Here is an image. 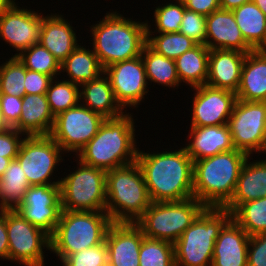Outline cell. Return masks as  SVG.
Wrapping results in <instances>:
<instances>
[{"label":"cell","instance_id":"cell-51","mask_svg":"<svg viewBox=\"0 0 266 266\" xmlns=\"http://www.w3.org/2000/svg\"><path fill=\"white\" fill-rule=\"evenodd\" d=\"M256 50L266 54V34L264 37V42Z\"/></svg>","mask_w":266,"mask_h":266},{"label":"cell","instance_id":"cell-6","mask_svg":"<svg viewBox=\"0 0 266 266\" xmlns=\"http://www.w3.org/2000/svg\"><path fill=\"white\" fill-rule=\"evenodd\" d=\"M112 223L106 211L62 210L50 236V252L62 262L73 253L102 244Z\"/></svg>","mask_w":266,"mask_h":266},{"label":"cell","instance_id":"cell-13","mask_svg":"<svg viewBox=\"0 0 266 266\" xmlns=\"http://www.w3.org/2000/svg\"><path fill=\"white\" fill-rule=\"evenodd\" d=\"M105 118L83 104L58 114L50 133L51 138L69 155L77 153L97 134Z\"/></svg>","mask_w":266,"mask_h":266},{"label":"cell","instance_id":"cell-24","mask_svg":"<svg viewBox=\"0 0 266 266\" xmlns=\"http://www.w3.org/2000/svg\"><path fill=\"white\" fill-rule=\"evenodd\" d=\"M249 156L244 162L235 192L231 200L223 207L232 212L239 204L266 197V159L254 160Z\"/></svg>","mask_w":266,"mask_h":266},{"label":"cell","instance_id":"cell-22","mask_svg":"<svg viewBox=\"0 0 266 266\" xmlns=\"http://www.w3.org/2000/svg\"><path fill=\"white\" fill-rule=\"evenodd\" d=\"M246 54L236 50H210L206 85L236 93Z\"/></svg>","mask_w":266,"mask_h":266},{"label":"cell","instance_id":"cell-33","mask_svg":"<svg viewBox=\"0 0 266 266\" xmlns=\"http://www.w3.org/2000/svg\"><path fill=\"white\" fill-rule=\"evenodd\" d=\"M231 218L249 236L266 233V197L239 204L231 212Z\"/></svg>","mask_w":266,"mask_h":266},{"label":"cell","instance_id":"cell-7","mask_svg":"<svg viewBox=\"0 0 266 266\" xmlns=\"http://www.w3.org/2000/svg\"><path fill=\"white\" fill-rule=\"evenodd\" d=\"M230 219V211L206 207L174 243L175 266H212L215 241Z\"/></svg>","mask_w":266,"mask_h":266},{"label":"cell","instance_id":"cell-27","mask_svg":"<svg viewBox=\"0 0 266 266\" xmlns=\"http://www.w3.org/2000/svg\"><path fill=\"white\" fill-rule=\"evenodd\" d=\"M80 87V103L105 119L122 116L127 110L116 101L109 78L103 73Z\"/></svg>","mask_w":266,"mask_h":266},{"label":"cell","instance_id":"cell-23","mask_svg":"<svg viewBox=\"0 0 266 266\" xmlns=\"http://www.w3.org/2000/svg\"><path fill=\"white\" fill-rule=\"evenodd\" d=\"M249 239L246 231L231 218L215 241L212 266H247Z\"/></svg>","mask_w":266,"mask_h":266},{"label":"cell","instance_id":"cell-8","mask_svg":"<svg viewBox=\"0 0 266 266\" xmlns=\"http://www.w3.org/2000/svg\"><path fill=\"white\" fill-rule=\"evenodd\" d=\"M205 208L194 197L179 202H151L134 223L145 237L174 244Z\"/></svg>","mask_w":266,"mask_h":266},{"label":"cell","instance_id":"cell-19","mask_svg":"<svg viewBox=\"0 0 266 266\" xmlns=\"http://www.w3.org/2000/svg\"><path fill=\"white\" fill-rule=\"evenodd\" d=\"M205 45L210 50H236L243 53H249L254 50L245 41L233 12L222 9L206 16Z\"/></svg>","mask_w":266,"mask_h":266},{"label":"cell","instance_id":"cell-36","mask_svg":"<svg viewBox=\"0 0 266 266\" xmlns=\"http://www.w3.org/2000/svg\"><path fill=\"white\" fill-rule=\"evenodd\" d=\"M166 2L164 5L154 7L152 23L155 22V29H151L152 23L147 21V33H172L179 32L181 21L185 13V4L178 0ZM149 23V24H148ZM154 30V31H152Z\"/></svg>","mask_w":266,"mask_h":266},{"label":"cell","instance_id":"cell-21","mask_svg":"<svg viewBox=\"0 0 266 266\" xmlns=\"http://www.w3.org/2000/svg\"><path fill=\"white\" fill-rule=\"evenodd\" d=\"M187 154L194 161L235 150L228 124L189 127Z\"/></svg>","mask_w":266,"mask_h":266},{"label":"cell","instance_id":"cell-3","mask_svg":"<svg viewBox=\"0 0 266 266\" xmlns=\"http://www.w3.org/2000/svg\"><path fill=\"white\" fill-rule=\"evenodd\" d=\"M134 20L112 10L90 26L92 43L89 44L103 68L141 56L147 44V20Z\"/></svg>","mask_w":266,"mask_h":266},{"label":"cell","instance_id":"cell-25","mask_svg":"<svg viewBox=\"0 0 266 266\" xmlns=\"http://www.w3.org/2000/svg\"><path fill=\"white\" fill-rule=\"evenodd\" d=\"M54 122L46 94H25L22 97L21 116L14 129L25 136L50 135Z\"/></svg>","mask_w":266,"mask_h":266},{"label":"cell","instance_id":"cell-11","mask_svg":"<svg viewBox=\"0 0 266 266\" xmlns=\"http://www.w3.org/2000/svg\"><path fill=\"white\" fill-rule=\"evenodd\" d=\"M9 261L23 266H45L44 249H51L50 235L28 222L16 209H6Z\"/></svg>","mask_w":266,"mask_h":266},{"label":"cell","instance_id":"cell-15","mask_svg":"<svg viewBox=\"0 0 266 266\" xmlns=\"http://www.w3.org/2000/svg\"><path fill=\"white\" fill-rule=\"evenodd\" d=\"M104 74L109 78L115 99L123 109L137 108L144 102L150 84L141 56L115 62L104 68Z\"/></svg>","mask_w":266,"mask_h":266},{"label":"cell","instance_id":"cell-43","mask_svg":"<svg viewBox=\"0 0 266 266\" xmlns=\"http://www.w3.org/2000/svg\"><path fill=\"white\" fill-rule=\"evenodd\" d=\"M24 136L23 133L14 128L4 127L0 131V156L14 160L18 155Z\"/></svg>","mask_w":266,"mask_h":266},{"label":"cell","instance_id":"cell-28","mask_svg":"<svg viewBox=\"0 0 266 266\" xmlns=\"http://www.w3.org/2000/svg\"><path fill=\"white\" fill-rule=\"evenodd\" d=\"M61 73L67 74L69 79L61 77L71 83L82 85L83 83L95 80L104 73V68L100 64L93 49L78 45L76 49L61 63Z\"/></svg>","mask_w":266,"mask_h":266},{"label":"cell","instance_id":"cell-41","mask_svg":"<svg viewBox=\"0 0 266 266\" xmlns=\"http://www.w3.org/2000/svg\"><path fill=\"white\" fill-rule=\"evenodd\" d=\"M179 33L184 34L197 44L205 45L206 16L185 9Z\"/></svg>","mask_w":266,"mask_h":266},{"label":"cell","instance_id":"cell-20","mask_svg":"<svg viewBox=\"0 0 266 266\" xmlns=\"http://www.w3.org/2000/svg\"><path fill=\"white\" fill-rule=\"evenodd\" d=\"M64 15L51 13L44 16L40 29L39 42L61 64L80 44L76 31ZM74 28V29H73Z\"/></svg>","mask_w":266,"mask_h":266},{"label":"cell","instance_id":"cell-29","mask_svg":"<svg viewBox=\"0 0 266 266\" xmlns=\"http://www.w3.org/2000/svg\"><path fill=\"white\" fill-rule=\"evenodd\" d=\"M209 53L210 49L206 45L197 44L175 59L180 83L183 82L191 88L206 84Z\"/></svg>","mask_w":266,"mask_h":266},{"label":"cell","instance_id":"cell-32","mask_svg":"<svg viewBox=\"0 0 266 266\" xmlns=\"http://www.w3.org/2000/svg\"><path fill=\"white\" fill-rule=\"evenodd\" d=\"M245 41L256 50L266 34V16L253 2H247L232 10Z\"/></svg>","mask_w":266,"mask_h":266},{"label":"cell","instance_id":"cell-40","mask_svg":"<svg viewBox=\"0 0 266 266\" xmlns=\"http://www.w3.org/2000/svg\"><path fill=\"white\" fill-rule=\"evenodd\" d=\"M62 266H108V249L105 241L67 256Z\"/></svg>","mask_w":266,"mask_h":266},{"label":"cell","instance_id":"cell-5","mask_svg":"<svg viewBox=\"0 0 266 266\" xmlns=\"http://www.w3.org/2000/svg\"><path fill=\"white\" fill-rule=\"evenodd\" d=\"M106 213L112 222L134 223L150 206L143 172L137 162L106 172Z\"/></svg>","mask_w":266,"mask_h":266},{"label":"cell","instance_id":"cell-48","mask_svg":"<svg viewBox=\"0 0 266 266\" xmlns=\"http://www.w3.org/2000/svg\"><path fill=\"white\" fill-rule=\"evenodd\" d=\"M250 1L252 0H220V9L232 11Z\"/></svg>","mask_w":266,"mask_h":266},{"label":"cell","instance_id":"cell-37","mask_svg":"<svg viewBox=\"0 0 266 266\" xmlns=\"http://www.w3.org/2000/svg\"><path fill=\"white\" fill-rule=\"evenodd\" d=\"M17 57L28 70L48 75L52 79L61 75V64L40 43L27 48Z\"/></svg>","mask_w":266,"mask_h":266},{"label":"cell","instance_id":"cell-10","mask_svg":"<svg viewBox=\"0 0 266 266\" xmlns=\"http://www.w3.org/2000/svg\"><path fill=\"white\" fill-rule=\"evenodd\" d=\"M64 154L50 135L24 136L15 159L23 168L31 186L53 185L60 184L61 178L52 180L55 179L54 171L65 160Z\"/></svg>","mask_w":266,"mask_h":266},{"label":"cell","instance_id":"cell-38","mask_svg":"<svg viewBox=\"0 0 266 266\" xmlns=\"http://www.w3.org/2000/svg\"><path fill=\"white\" fill-rule=\"evenodd\" d=\"M139 266H175L174 244L144 237L139 251Z\"/></svg>","mask_w":266,"mask_h":266},{"label":"cell","instance_id":"cell-2","mask_svg":"<svg viewBox=\"0 0 266 266\" xmlns=\"http://www.w3.org/2000/svg\"><path fill=\"white\" fill-rule=\"evenodd\" d=\"M133 113L105 119L97 134L77 153L82 163L104 171L136 162L139 147Z\"/></svg>","mask_w":266,"mask_h":266},{"label":"cell","instance_id":"cell-35","mask_svg":"<svg viewBox=\"0 0 266 266\" xmlns=\"http://www.w3.org/2000/svg\"><path fill=\"white\" fill-rule=\"evenodd\" d=\"M147 45L156 53L175 60L184 52L195 47L197 43L184 34L172 32L147 33Z\"/></svg>","mask_w":266,"mask_h":266},{"label":"cell","instance_id":"cell-18","mask_svg":"<svg viewBox=\"0 0 266 266\" xmlns=\"http://www.w3.org/2000/svg\"><path fill=\"white\" fill-rule=\"evenodd\" d=\"M144 234L130 222H113L106 233L108 266H139V251Z\"/></svg>","mask_w":266,"mask_h":266},{"label":"cell","instance_id":"cell-30","mask_svg":"<svg viewBox=\"0 0 266 266\" xmlns=\"http://www.w3.org/2000/svg\"><path fill=\"white\" fill-rule=\"evenodd\" d=\"M30 186L19 162L12 160L0 177V210L16 209Z\"/></svg>","mask_w":266,"mask_h":266},{"label":"cell","instance_id":"cell-14","mask_svg":"<svg viewBox=\"0 0 266 266\" xmlns=\"http://www.w3.org/2000/svg\"><path fill=\"white\" fill-rule=\"evenodd\" d=\"M11 0L0 14V39L14 48L19 56L24 50L39 42L42 14L18 6Z\"/></svg>","mask_w":266,"mask_h":266},{"label":"cell","instance_id":"cell-45","mask_svg":"<svg viewBox=\"0 0 266 266\" xmlns=\"http://www.w3.org/2000/svg\"><path fill=\"white\" fill-rule=\"evenodd\" d=\"M51 80L48 75L26 69L24 81L26 94H46Z\"/></svg>","mask_w":266,"mask_h":266},{"label":"cell","instance_id":"cell-42","mask_svg":"<svg viewBox=\"0 0 266 266\" xmlns=\"http://www.w3.org/2000/svg\"><path fill=\"white\" fill-rule=\"evenodd\" d=\"M22 97L0 94V121L4 127L14 128L19 123Z\"/></svg>","mask_w":266,"mask_h":266},{"label":"cell","instance_id":"cell-12","mask_svg":"<svg viewBox=\"0 0 266 266\" xmlns=\"http://www.w3.org/2000/svg\"><path fill=\"white\" fill-rule=\"evenodd\" d=\"M228 126L236 150L266 155V102L237 100Z\"/></svg>","mask_w":266,"mask_h":266},{"label":"cell","instance_id":"cell-39","mask_svg":"<svg viewBox=\"0 0 266 266\" xmlns=\"http://www.w3.org/2000/svg\"><path fill=\"white\" fill-rule=\"evenodd\" d=\"M26 67L18 57H9L0 64V94L23 97L26 94Z\"/></svg>","mask_w":266,"mask_h":266},{"label":"cell","instance_id":"cell-9","mask_svg":"<svg viewBox=\"0 0 266 266\" xmlns=\"http://www.w3.org/2000/svg\"><path fill=\"white\" fill-rule=\"evenodd\" d=\"M73 169L60 181L61 208L67 211L106 210V171L75 158Z\"/></svg>","mask_w":266,"mask_h":266},{"label":"cell","instance_id":"cell-49","mask_svg":"<svg viewBox=\"0 0 266 266\" xmlns=\"http://www.w3.org/2000/svg\"><path fill=\"white\" fill-rule=\"evenodd\" d=\"M11 161L10 158L0 156V177L6 171Z\"/></svg>","mask_w":266,"mask_h":266},{"label":"cell","instance_id":"cell-52","mask_svg":"<svg viewBox=\"0 0 266 266\" xmlns=\"http://www.w3.org/2000/svg\"><path fill=\"white\" fill-rule=\"evenodd\" d=\"M11 0H0V14L3 8L10 2Z\"/></svg>","mask_w":266,"mask_h":266},{"label":"cell","instance_id":"cell-44","mask_svg":"<svg viewBox=\"0 0 266 266\" xmlns=\"http://www.w3.org/2000/svg\"><path fill=\"white\" fill-rule=\"evenodd\" d=\"M247 266H266V233L250 236Z\"/></svg>","mask_w":266,"mask_h":266},{"label":"cell","instance_id":"cell-34","mask_svg":"<svg viewBox=\"0 0 266 266\" xmlns=\"http://www.w3.org/2000/svg\"><path fill=\"white\" fill-rule=\"evenodd\" d=\"M47 101L54 117L80 103V87L70 81L53 78L46 91Z\"/></svg>","mask_w":266,"mask_h":266},{"label":"cell","instance_id":"cell-47","mask_svg":"<svg viewBox=\"0 0 266 266\" xmlns=\"http://www.w3.org/2000/svg\"><path fill=\"white\" fill-rule=\"evenodd\" d=\"M0 259L9 260V243L6 229V209L0 210Z\"/></svg>","mask_w":266,"mask_h":266},{"label":"cell","instance_id":"cell-4","mask_svg":"<svg viewBox=\"0 0 266 266\" xmlns=\"http://www.w3.org/2000/svg\"><path fill=\"white\" fill-rule=\"evenodd\" d=\"M248 157L235 149L194 161V198L205 207L223 208L234 195L239 173Z\"/></svg>","mask_w":266,"mask_h":266},{"label":"cell","instance_id":"cell-17","mask_svg":"<svg viewBox=\"0 0 266 266\" xmlns=\"http://www.w3.org/2000/svg\"><path fill=\"white\" fill-rule=\"evenodd\" d=\"M194 92L190 127L228 124L237 101L234 92L201 85L191 88Z\"/></svg>","mask_w":266,"mask_h":266},{"label":"cell","instance_id":"cell-53","mask_svg":"<svg viewBox=\"0 0 266 266\" xmlns=\"http://www.w3.org/2000/svg\"><path fill=\"white\" fill-rule=\"evenodd\" d=\"M4 128V126L2 125L1 121H0V131Z\"/></svg>","mask_w":266,"mask_h":266},{"label":"cell","instance_id":"cell-26","mask_svg":"<svg viewBox=\"0 0 266 266\" xmlns=\"http://www.w3.org/2000/svg\"><path fill=\"white\" fill-rule=\"evenodd\" d=\"M237 100L266 102V54L253 50L246 54L241 70Z\"/></svg>","mask_w":266,"mask_h":266},{"label":"cell","instance_id":"cell-31","mask_svg":"<svg viewBox=\"0 0 266 266\" xmlns=\"http://www.w3.org/2000/svg\"><path fill=\"white\" fill-rule=\"evenodd\" d=\"M141 57L148 84L153 82L174 90L182 85L177 75L175 60L156 53L147 44L143 47Z\"/></svg>","mask_w":266,"mask_h":266},{"label":"cell","instance_id":"cell-16","mask_svg":"<svg viewBox=\"0 0 266 266\" xmlns=\"http://www.w3.org/2000/svg\"><path fill=\"white\" fill-rule=\"evenodd\" d=\"M16 210L32 225L51 236L62 211L60 184L30 186Z\"/></svg>","mask_w":266,"mask_h":266},{"label":"cell","instance_id":"cell-1","mask_svg":"<svg viewBox=\"0 0 266 266\" xmlns=\"http://www.w3.org/2000/svg\"><path fill=\"white\" fill-rule=\"evenodd\" d=\"M164 150L138 151L136 162L143 172L151 202H179L194 197L193 160L186 149Z\"/></svg>","mask_w":266,"mask_h":266},{"label":"cell","instance_id":"cell-50","mask_svg":"<svg viewBox=\"0 0 266 266\" xmlns=\"http://www.w3.org/2000/svg\"><path fill=\"white\" fill-rule=\"evenodd\" d=\"M266 16V0H252Z\"/></svg>","mask_w":266,"mask_h":266},{"label":"cell","instance_id":"cell-46","mask_svg":"<svg viewBox=\"0 0 266 266\" xmlns=\"http://www.w3.org/2000/svg\"><path fill=\"white\" fill-rule=\"evenodd\" d=\"M185 4L186 9L198 14L209 16L220 9V0H178Z\"/></svg>","mask_w":266,"mask_h":266}]
</instances>
